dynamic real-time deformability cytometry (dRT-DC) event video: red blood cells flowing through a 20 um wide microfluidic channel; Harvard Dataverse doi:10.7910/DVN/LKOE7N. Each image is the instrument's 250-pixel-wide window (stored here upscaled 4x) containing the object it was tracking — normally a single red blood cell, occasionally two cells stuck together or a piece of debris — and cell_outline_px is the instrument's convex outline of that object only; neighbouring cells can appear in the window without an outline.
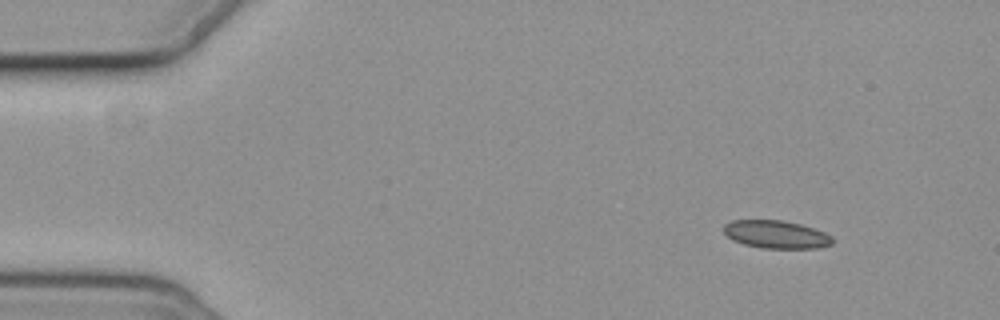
{"species": "common noctule bat (a hibernating species)", "species_latin": "Nyctalus noctula", "temperature_condition": "cold", "stored_images_in_passage": 4, "camera_frame_rate_fps": 3000, "um_per_image_px": 0.085, "animal": {"sex": "female", "body_mass_g": 19.3, "forearm_length_mm": 54.1}, "frame": {"image": 1, "passage_image": 1, "time_ms": 0.0, "image_size_px": [1000, 320], "cell_outline_px": [[832, 244], [820, 248], [760, 248], [744, 244], [732, 240], [724, 232], [724, 224], [732, 220], [780, 220], [800, 224], [824, 232], [832, 236]], "centroid_in_image_um": [65.96, 19.93], "position_along_channel_um": 19.0, "area_um2": 17.63}}